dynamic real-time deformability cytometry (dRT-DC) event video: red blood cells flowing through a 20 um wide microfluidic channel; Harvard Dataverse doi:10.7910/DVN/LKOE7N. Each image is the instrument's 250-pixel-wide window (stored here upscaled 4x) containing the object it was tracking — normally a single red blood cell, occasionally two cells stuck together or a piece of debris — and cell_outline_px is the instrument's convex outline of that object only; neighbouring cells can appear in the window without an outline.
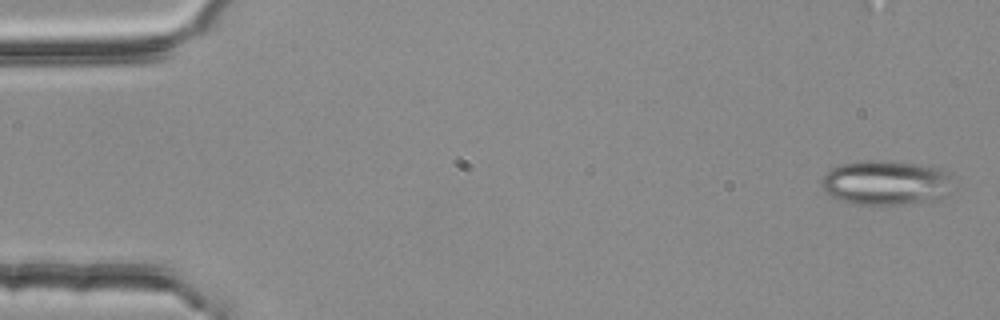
{"species": "common noctule bat (a hibernating species)", "species_latin": "Nyctalus noctula", "temperature_condition": "room temperature", "stored_images_in_passage": 5, "camera_frame_rate_fps": 3000, "um_per_image_px": 0.085, "animal": {"sex": "female", "body_mass_g": 25.1}, "frame": {"image": 1, "passage_image": 1, "time_ms": 0.0, "image_size_px": [1000, 320], "cell_outline_px": [[952, 192], [944, 196], [920, 200], [892, 204], [852, 204], [840, 200], [824, 192], [820, 184], [824, 176], [836, 164], [864, 160], [884, 160], [920, 164], [940, 168], [952, 172]], "centroid_in_image_um": [75.29, 15.49], "position_along_channel_um": 9.7, "area_um2": 34.28}}